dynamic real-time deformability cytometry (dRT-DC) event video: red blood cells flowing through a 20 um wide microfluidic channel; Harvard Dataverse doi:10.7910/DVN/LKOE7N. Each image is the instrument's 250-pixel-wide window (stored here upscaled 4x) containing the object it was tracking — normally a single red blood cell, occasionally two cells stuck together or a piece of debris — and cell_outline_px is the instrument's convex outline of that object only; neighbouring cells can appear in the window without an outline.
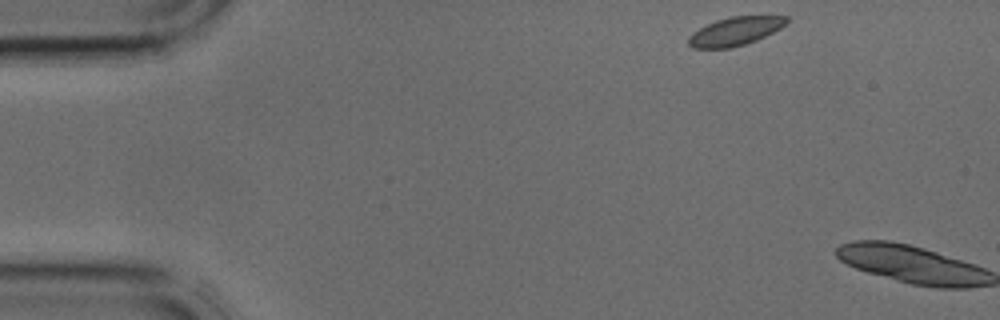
{"species": "common noctule bat (a hibernating species)", "species_latin": "Nyctalus noctula", "temperature_condition": "cold", "stored_images_in_passage": 2, "camera_frame_rate_fps": 3000, "um_per_image_px": 0.085, "animal": {"sex": "male", "body_mass_g": 17.9, "forearm_length_mm": 54.2}, "frame": {"image": 1, "passage_image": 1, "time_ms": 0.0, "image_size_px": [1000, 320], "cell_outline_px": [[788, 20], [780, 28], [756, 40], [744, 44], [728, 48], [692, 48], [688, 44], [688, 36], [692, 32], [716, 20], [732, 16], [788, 16]], "centroid_in_image_um": [62.45, 2.66], "position_along_channel_um": 22.6, "area_um2": 16.01}}